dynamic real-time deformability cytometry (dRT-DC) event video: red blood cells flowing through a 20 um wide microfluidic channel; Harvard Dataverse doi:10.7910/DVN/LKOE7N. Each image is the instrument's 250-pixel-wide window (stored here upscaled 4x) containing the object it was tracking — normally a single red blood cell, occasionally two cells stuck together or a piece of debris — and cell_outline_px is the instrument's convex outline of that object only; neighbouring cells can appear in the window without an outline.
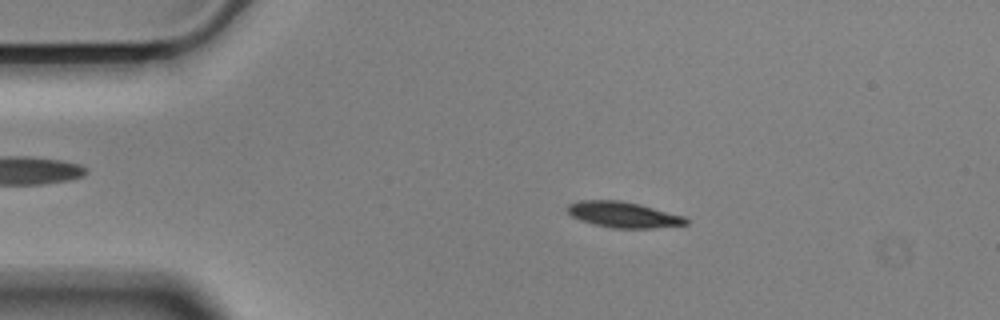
{"species": "Egyptian fruit bat (a non-hibernating species)", "species_latin": "Rousettus aegyptiacus", "temperature_condition": "cold", "stored_images_in_passage": 56, "camera_frame_rate_fps": 3000, "um_per_image_px": 0.085, "animal": {"sex": "male"}, "frame": {"image": 1, "passage_image": 10, "time_ms": 3.0, "image_size_px": [1000, 320], "cell_outline_px": [[688, 224], [652, 228], [612, 228], [592, 224], [580, 220], [572, 216], [568, 212], [568, 204], [576, 200], [620, 200], [640, 204], [684, 216], [688, 220]], "centroid_in_image_um": [52.96, 18.24], "position_along_channel_um": 32.0, "area_um2": 17.86}}
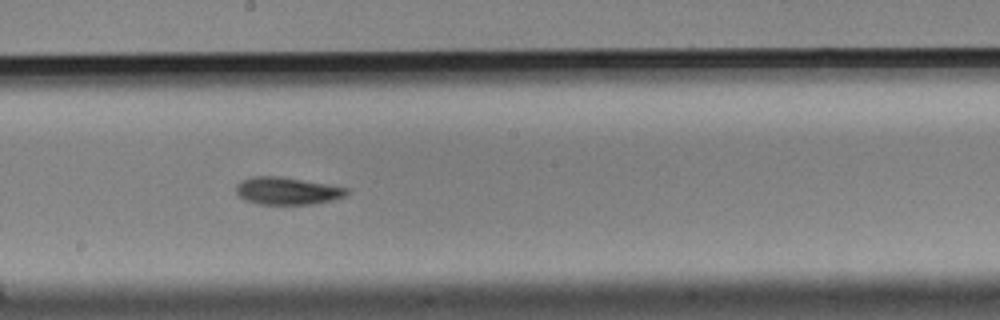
{"frame": {"image": 2, "passage_image": 30, "time_ms": 9.667, "image_size_px": [1000, 320], "cell_outline_px": [[348, 192], [344, 196], [332, 200], [312, 204], [256, 204], [244, 200], [236, 192], [236, 184], [240, 180], [252, 176], [280, 176], [348, 188]], "centroid_in_image_um": [24.35, 16.22], "position_along_channel_um": 223.9, "area_um2": 17.63}}
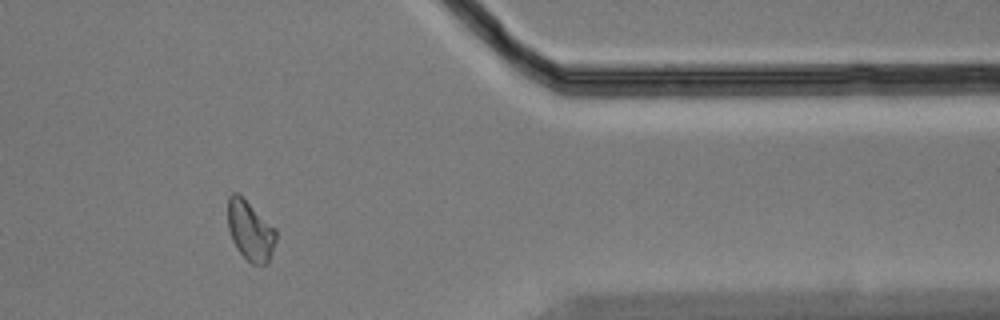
{"frame": {"image": 3, "passage_image": 46, "time_ms": 15.0, "image_size_px": [1000, 320], "cell_outline_px": [[276, 240], [268, 264], [252, 264], [236, 248], [232, 240], [228, 228], [228, 196], [232, 192], [236, 192], [276, 228]], "centroid_in_image_um": [21.27, 19.62], "position_along_channel_um": 390.1, "area_um2": 16.65}, "authors_computed_cell_mechanics": {"area_um2": 17.6868, "velocity_mm_per_s": 3.5155, "shape_relaxation_time_tau1_ms": 5.2694, "shape_relaxation_time_tau2_ms": 4.1606, "deformation_change_tau1": 0.1288, "deformation_change_tau2": 0.0898}}